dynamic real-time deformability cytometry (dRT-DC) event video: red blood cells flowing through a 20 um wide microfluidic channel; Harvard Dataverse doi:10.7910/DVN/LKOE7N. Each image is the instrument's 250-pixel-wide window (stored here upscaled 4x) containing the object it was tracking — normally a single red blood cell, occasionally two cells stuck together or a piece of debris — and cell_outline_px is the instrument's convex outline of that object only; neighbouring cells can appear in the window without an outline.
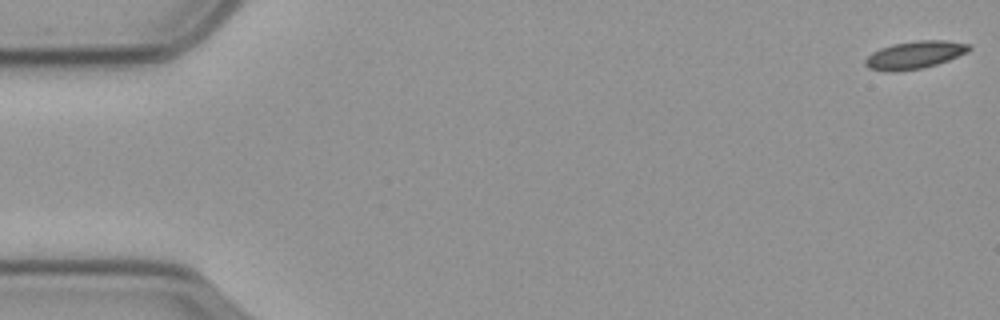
{"species": "common noctule bat (a hibernating species)", "species_latin": "Nyctalus noctula", "temperature_condition": "cold", "stored_images_in_passage": 54, "camera_frame_rate_fps": 3000, "um_per_image_px": 0.085, "animal": {"sex": "male", "body_mass_g": 23.1, "forearm_length_mm": 52.7}, "frame": {"image": 1, "passage_image": 1, "time_ms": 0.0, "image_size_px": [1000, 320], "cell_outline_px": [[972, 48], [968, 52], [948, 60], [936, 64], [920, 68], [868, 68], [864, 64], [864, 60], [872, 52], [880, 48], [892, 44], [920, 40], [944, 40], [972, 44]], "centroid_in_image_um": [77.85, 4.6], "position_along_channel_um": 7.2, "area_um2": 15.95}}
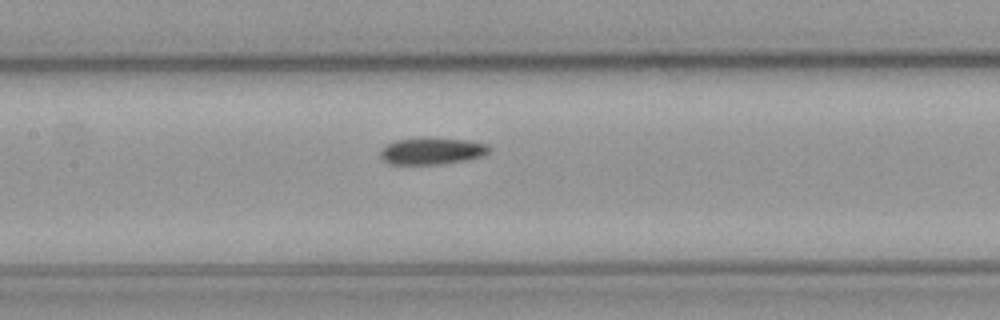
{"frame": {"image": 2, "passage_image": 27, "time_ms": 8.667, "image_size_px": [1000, 320], "cell_outline_px": [[492, 148], [488, 152], [480, 156], [464, 160], [436, 164], [388, 164], [380, 156], [380, 148], [396, 140], [424, 136], [468, 140], [488, 144]], "centroid_in_image_um": [36.68, 12.8], "position_along_channel_um": 170.7, "area_um2": 17.22}}
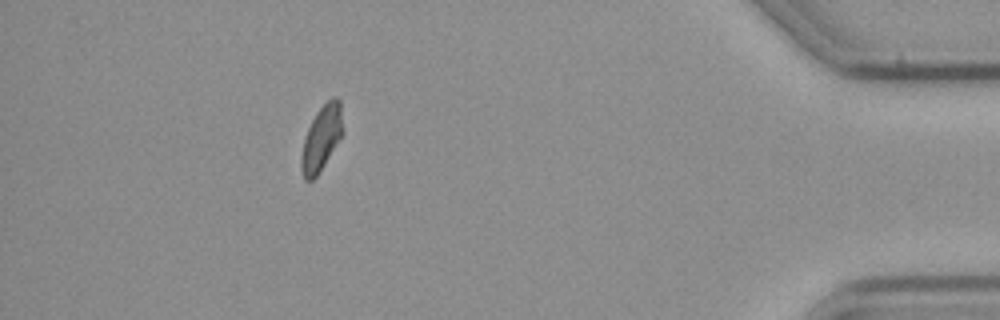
{"frame": {"image": 3, "passage_image": 52, "time_ms": 17.0, "image_size_px": [1000, 320], "cell_outline_px": [[344, 132], [316, 176], [312, 180], [304, 180], [300, 168], [300, 156], [304, 140], [308, 128], [316, 112], [332, 96], [336, 96], [340, 100], [344, 128]], "centroid_in_image_um": [27.33, 11.71], "position_along_channel_um": 407.9, "area_um2": 15.72}}